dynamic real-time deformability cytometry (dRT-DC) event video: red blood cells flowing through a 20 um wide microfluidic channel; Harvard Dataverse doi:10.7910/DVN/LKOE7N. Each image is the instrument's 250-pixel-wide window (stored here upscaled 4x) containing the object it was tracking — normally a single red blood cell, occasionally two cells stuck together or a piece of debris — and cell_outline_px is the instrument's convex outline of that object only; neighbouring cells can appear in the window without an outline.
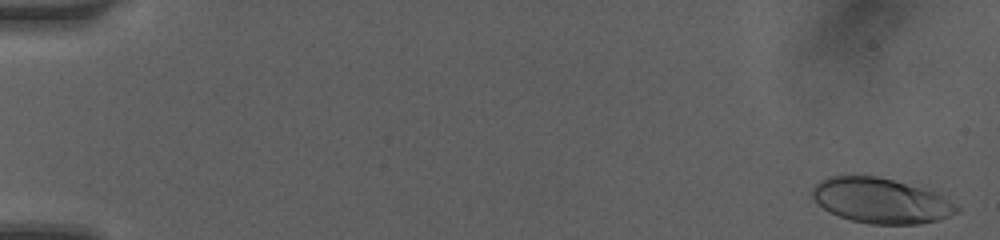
{"species": "human", "species_latin": "Homo sapiens", "temperature_condition": "room temperature", "stored_images_in_passage": 49, "camera_frame_rate_fps": 3000, "um_per_image_px": 0.085, "donor": {"sex": "female"}, "frame": {"image": 1, "passage_image": 1, "time_ms": 0.0, "image_size_px": [1000, 240], "cell_outline_px": [[960, 212], [940, 220], [920, 224], [868, 224], [852, 220], [828, 212], [816, 204], [812, 196], [812, 188], [820, 180], [828, 176], [876, 176], [928, 184], [936, 188], [956, 204], [960, 208]], "centroid_in_image_um": [75.01, 17.02], "position_along_channel_um": 10.0, "area_um2": 39.77}}
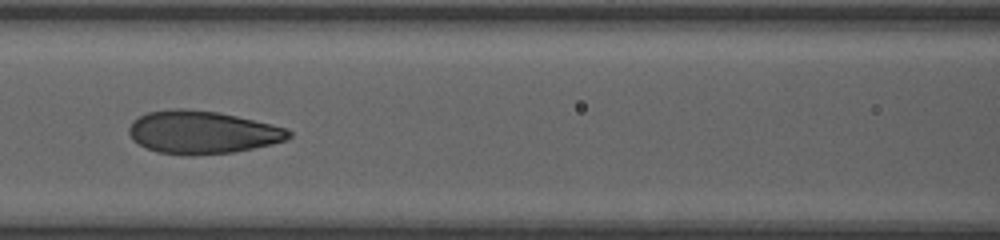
{"frame": {"image": 2, "passage_image": 23, "time_ms": 7.333, "image_size_px": [1000, 240], "cell_outline_px": [[292, 136], [284, 140], [272, 144], [232, 152], [192, 156], [188, 156], [156, 152], [132, 140], [128, 132], [128, 128], [132, 120], [148, 112], [172, 108], [184, 108], [220, 112], [272, 124], [288, 128], [292, 132]], "centroid_in_image_um": [17.18, 11.24], "position_along_channel_um": 149.4, "area_um2": 40.23}}
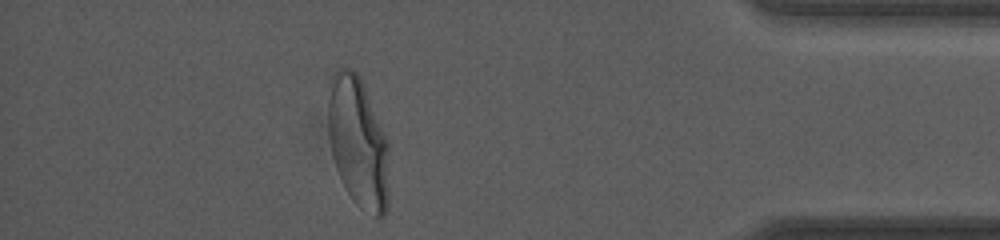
{"frame": {"image": 3, "passage_image": 44, "time_ms": 14.333, "image_size_px": [1000, 240], "cell_outline_px": [[388, 208], [384, 216], [380, 220], [360, 208], [352, 200], [336, 168], [332, 156], [328, 136], [328, 100], [332, 72], [336, 68], [348, 68], [356, 72], [360, 76], [388, 144]], "centroid_in_image_um": [30.43, 12.14], "position_along_channel_um": 404.8, "area_um2": 46.47}, "authors_computed_cell_mechanics": {"area_um2": 39.593, "velocity_mm_per_s": 4.1848, "shape_relaxation_time_tau1_ms": 4.0164, "shape_relaxation_time_tau2_ms": null, "deformation_change_tau1": 0.1962, "deformation_change_tau2": null}}